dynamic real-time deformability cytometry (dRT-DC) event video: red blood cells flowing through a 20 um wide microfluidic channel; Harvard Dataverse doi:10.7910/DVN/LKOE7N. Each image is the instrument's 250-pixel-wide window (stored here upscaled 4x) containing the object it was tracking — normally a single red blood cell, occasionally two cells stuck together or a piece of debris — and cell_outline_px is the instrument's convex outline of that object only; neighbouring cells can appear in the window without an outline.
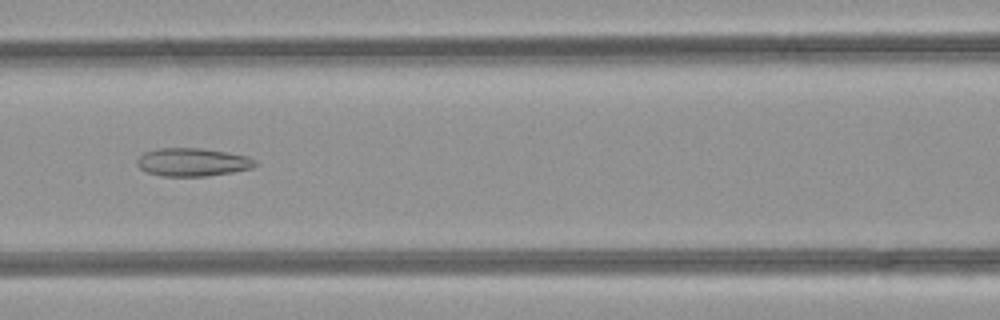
{"species": "common noctule bat (a hibernating species)", "species_latin": "Nyctalus noctula", "temperature_condition": "room temperature", "stored_images_in_passage": 44, "camera_frame_rate_fps": 3000, "um_per_image_px": 0.085, "animal": {"sex": "female", "body_mass_g": 21.9}, "frame": {"image": 1, "passage_image": 17, "time_ms": 5.333, "image_size_px": [1000, 320], "cell_outline_px": [[256, 164], [252, 168], [232, 172], [204, 176], [164, 176], [148, 172], [140, 168], [136, 164], [136, 160], [144, 152], [160, 148], [200, 148], [228, 152], [248, 156], [256, 160]], "centroid_in_image_um": [16.37, 13.77], "position_along_channel_um": 150.2, "area_um2": 19.31}}
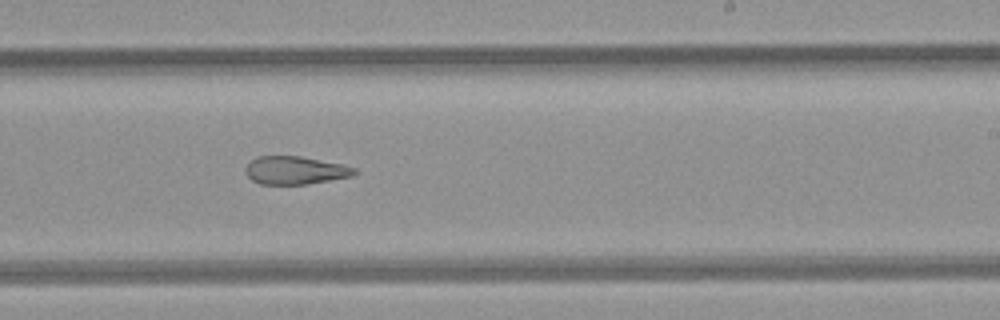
{"frame": {"image": 2, "passage_image": 25, "time_ms": 8.0, "image_size_px": [1000, 320], "cell_outline_px": [[356, 172], [352, 176], [308, 184], [260, 184], [252, 180], [248, 176], [244, 168], [256, 156], [300, 156], [340, 164], [356, 168]], "centroid_in_image_um": [25.06, 14.48], "position_along_channel_um": 263.9, "area_um2": 17.63}}
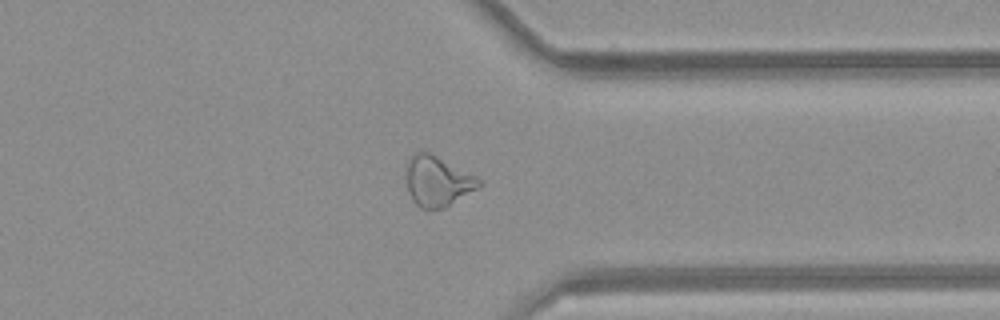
{"frame": {"image": 3, "passage_image": 33, "time_ms": 10.667, "image_size_px": [1000, 320], "cell_outline_px": [[484, 184], [480, 188], [444, 208], [428, 212], [420, 208], [412, 200], [408, 192], [404, 168], [408, 160], [416, 152], [428, 152], [476, 176]], "centroid_in_image_um": [37.17, 15.45], "position_along_channel_um": 374.2, "area_um2": 21.73}, "authors_computed_cell_mechanics": {"area_um2": 22.4553, "velocity_mm_per_s": 4.2772, "shape_relaxation_time_tau1_ms": null, "shape_relaxation_time_tau2_ms": 3.0581, "deformation_change_tau1": null, "deformation_change_tau2": 0.1268}}